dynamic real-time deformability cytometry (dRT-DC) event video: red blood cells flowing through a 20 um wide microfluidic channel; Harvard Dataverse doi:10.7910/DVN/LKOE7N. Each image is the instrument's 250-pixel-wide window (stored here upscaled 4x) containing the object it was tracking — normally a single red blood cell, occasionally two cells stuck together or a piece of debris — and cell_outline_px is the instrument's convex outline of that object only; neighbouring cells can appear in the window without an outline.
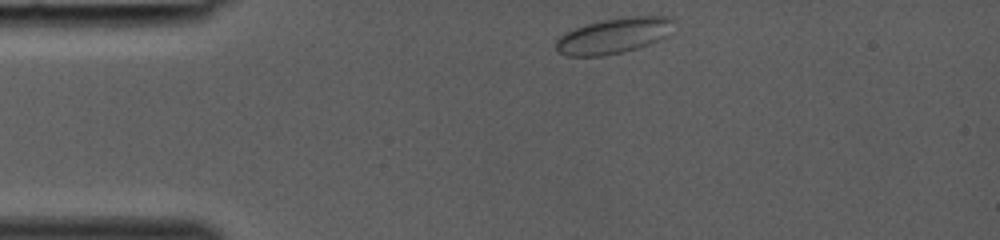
{"species": "common noctule bat (a hibernating species)", "species_latin": "Nyctalus noctula", "temperature_condition": "room temperature", "stored_images_in_passage": 30, "camera_frame_rate_fps": 3000, "um_per_image_px": 0.085, "animal": {"sex": "female", "body_mass_g": 19.0, "forearm_length_mm": 53.3}, "frame": {"image": 1, "passage_image": 1, "time_ms": 0.0, "image_size_px": [1000, 240], "cell_outline_px": [[672, 20], [664, 36], [648, 44], [636, 48], [620, 52], [600, 56], [568, 56], [560, 52], [556, 48], [556, 40], [560, 36], [576, 28], [588, 24], [604, 20], [624, 16], [672, 16]], "centroid_in_image_um": [52.11, 3.03], "position_along_channel_um": 32.9, "area_um2": 23.58}}
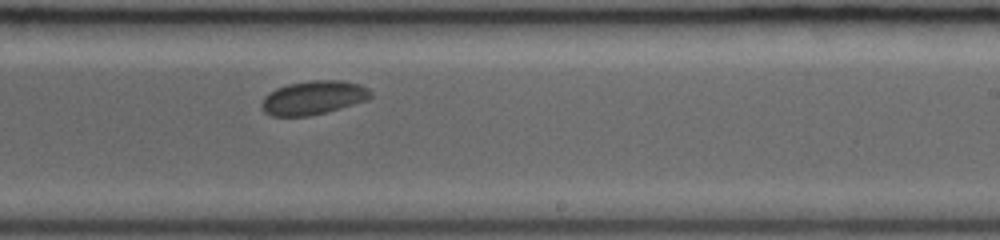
{"frame": {"image": 2, "passage_image": 18, "time_ms": 5.667, "image_size_px": [1000, 240], "cell_outline_px": [[372, 96], [368, 100], [340, 108], [308, 116], [272, 116], [264, 112], [260, 108], [260, 104], [264, 96], [268, 92], [276, 88], [288, 84], [312, 80], [340, 80], [360, 84], [368, 88], [372, 92]], "centroid_in_image_um": [26.61, 8.3], "position_along_channel_um": 262.4, "area_um2": 21.62}}
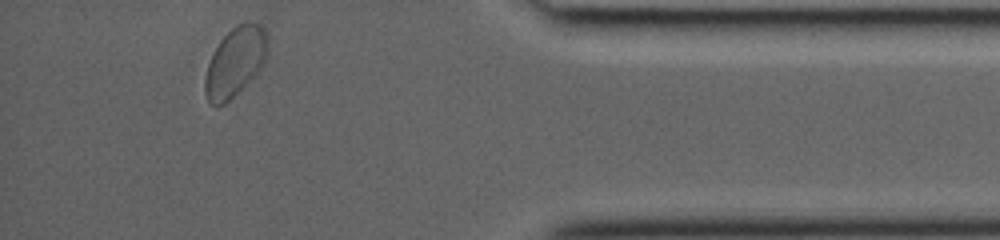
{"frame": {"image": 3, "passage_image": 29, "time_ms": 9.333, "image_size_px": [1000, 240], "cell_outline_px": [[268, 56], [264, 64], [224, 104], [216, 108], [208, 100], [204, 88], [204, 80], [208, 64], [220, 40], [232, 28], [248, 20], [260, 24], [264, 28], [268, 36]], "centroid_in_image_um": [20.01, 5.21], "position_along_channel_um": 415.2, "area_um2": 24.97}}